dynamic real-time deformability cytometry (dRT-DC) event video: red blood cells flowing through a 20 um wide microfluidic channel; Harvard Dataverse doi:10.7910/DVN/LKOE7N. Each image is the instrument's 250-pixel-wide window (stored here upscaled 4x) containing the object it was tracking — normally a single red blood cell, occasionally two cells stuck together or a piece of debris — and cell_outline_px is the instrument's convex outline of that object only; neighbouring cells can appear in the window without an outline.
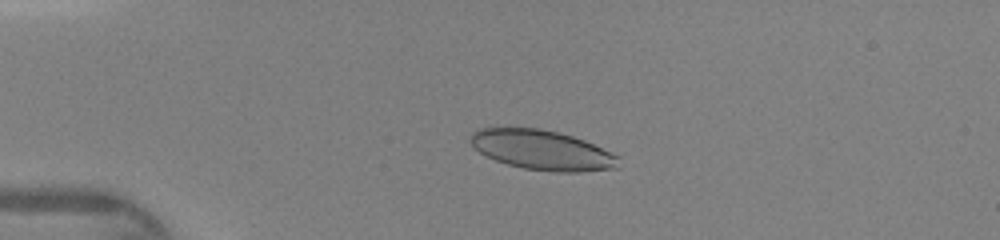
{"species": "human", "species_latin": "Homo sapiens", "temperature_condition": "warm", "stored_images_in_passage": 36, "camera_frame_rate_fps": 3000, "um_per_image_px": 0.085, "donor": {"sex": "female"}, "frame": {"image": 1, "passage_image": 1, "time_ms": 0.0, "image_size_px": [1000, 240], "cell_outline_px": [[620, 168], [576, 172], [556, 172], [524, 168], [508, 164], [496, 160], [480, 152], [468, 140], [468, 136], [476, 128], [540, 128], [560, 132], [584, 140], [620, 156]], "centroid_in_image_um": [46.1, 12.75], "position_along_channel_um": 38.9, "area_um2": 34.45}}
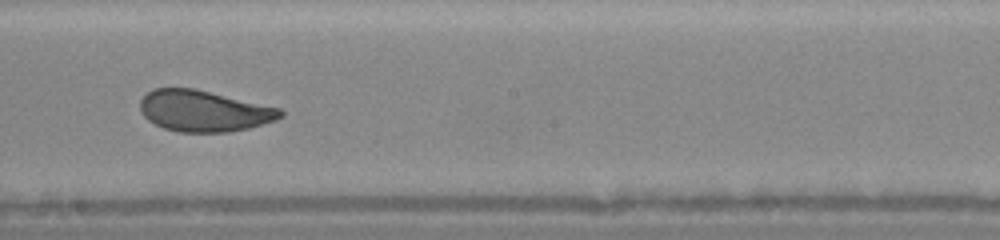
{"frame": {"image": 2, "passage_image": 17, "time_ms": 5.333, "image_size_px": [1000, 240], "cell_outline_px": [[284, 116], [276, 120], [248, 128], [228, 132], [180, 132], [164, 128], [148, 120], [144, 116], [140, 108], [140, 100], [152, 88], [196, 88], [280, 108], [284, 112]], "centroid_in_image_um": [17.34, 9.42], "position_along_channel_um": 230.9, "area_um2": 33.7}}
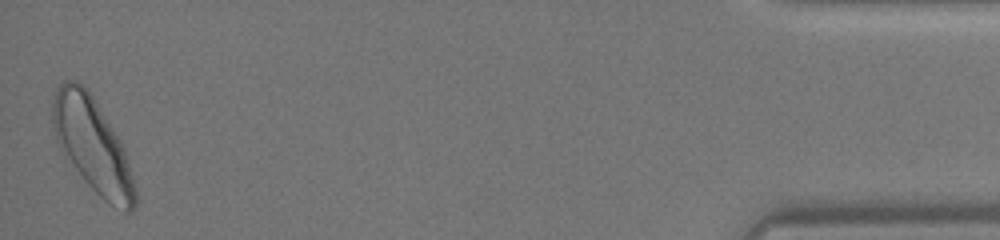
{"frame": {"image": 3, "passage_image": 36, "time_ms": 11.667, "image_size_px": [1000, 240], "cell_outline_px": [[136, 204], [128, 212], [124, 212], [108, 204], [84, 180], [60, 148], [52, 124], [52, 96], [56, 88], [64, 80], [76, 80], [92, 96], [120, 140], [124, 148], [136, 188]], "centroid_in_image_um": [7.86, 12.34], "position_along_channel_um": 427.3, "area_um2": 44.56}}